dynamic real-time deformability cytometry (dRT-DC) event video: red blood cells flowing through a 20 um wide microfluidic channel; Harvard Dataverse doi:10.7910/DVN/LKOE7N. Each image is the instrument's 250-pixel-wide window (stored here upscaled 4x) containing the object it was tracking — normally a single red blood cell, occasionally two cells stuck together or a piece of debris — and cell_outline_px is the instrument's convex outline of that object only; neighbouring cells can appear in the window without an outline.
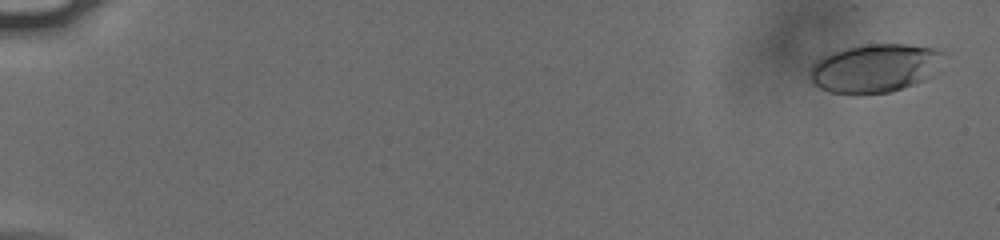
{"species": "human", "species_latin": "Homo sapiens", "temperature_condition": "cold", "stored_images_in_passage": 57, "camera_frame_rate_fps": 3000, "um_per_image_px": 0.085, "donor": {"sex": "male"}, "frame": {"image": 1, "passage_image": 3, "time_ms": 0.667, "image_size_px": [1000, 240], "cell_outline_px": [[944, 52], [924, 80], [888, 92], [832, 92], [820, 88], [812, 80], [812, 64], [816, 60], [832, 52], [848, 48], [868, 44], [908, 44], [936, 48]], "centroid_in_image_um": [74.32, 5.75], "position_along_channel_um": 10.7, "area_um2": 36.18}}
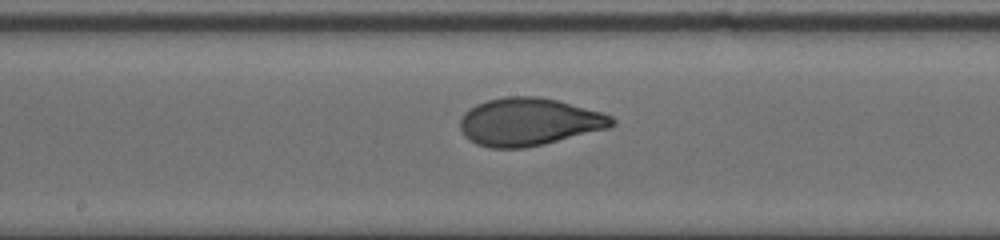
{"frame": {"image": 2, "passage_image": 33, "time_ms": 10.667, "image_size_px": [1000, 240], "cell_outline_px": [[616, 124], [608, 128], [544, 144], [524, 148], [492, 148], [476, 144], [464, 136], [460, 128], [460, 120], [464, 112], [476, 104], [488, 100], [504, 96], [536, 96], [556, 100], [600, 112], [612, 116], [616, 120]], "centroid_in_image_um": [44.94, 10.36], "position_along_channel_um": 203.3, "area_um2": 42.08}}
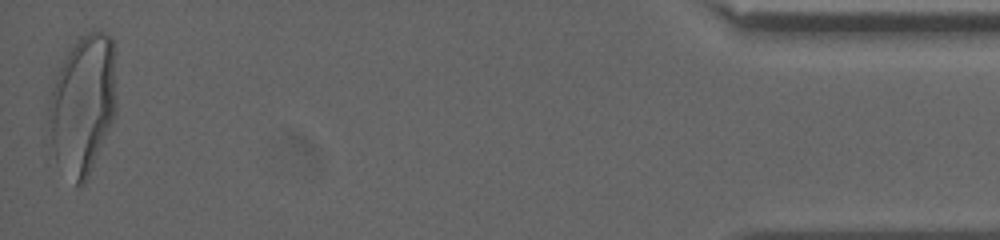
{"frame": {"image": 3, "passage_image": 57, "time_ms": 18.667, "image_size_px": [1000, 240], "cell_outline_px": [[116, 108], [112, 120], [92, 168], [84, 184], [80, 188], [76, 184], [56, 160], [52, 144], [48, 116], [48, 104], [52, 88], [56, 76], [68, 48], [76, 36], [84, 32], [104, 32], [112, 36], [116, 52]], "centroid_in_image_um": [7.06, 8.76], "position_along_channel_um": 428.1, "area_um2": 55.26}, "authors_computed_cell_mechanics": {"area_um2": 41.3848, "velocity_mm_per_s": 3.7967, "shape_relaxation_time_tau1_ms": 4.6201, "shape_relaxation_time_tau2_ms": null, "deformation_change_tau1": 0.1877, "deformation_change_tau2": null}}